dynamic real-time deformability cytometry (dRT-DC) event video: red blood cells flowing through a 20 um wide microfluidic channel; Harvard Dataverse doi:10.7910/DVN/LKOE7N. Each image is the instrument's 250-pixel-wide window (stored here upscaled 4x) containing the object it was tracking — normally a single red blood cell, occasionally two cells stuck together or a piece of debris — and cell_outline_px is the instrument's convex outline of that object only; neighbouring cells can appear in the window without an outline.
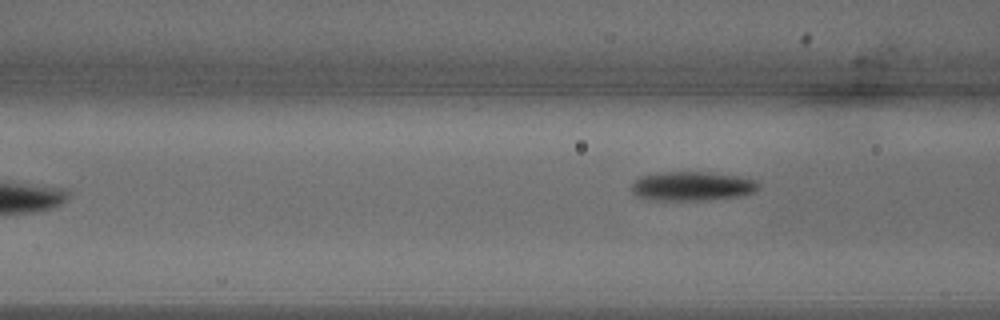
{"species": "common noctule bat (a hibernating species)", "species_latin": "Nyctalus noctula", "temperature_condition": "warm", "stored_images_in_passage": 6, "segment_of_instrument_passage": [2, 2], "camera_frame_rate_fps": 3000, "um_per_image_px": 0.085, "animal": {"sex": "male", "body_mass_g": 18.8}, "frame": {"image": 1, "passage_image": 6, "time_ms": 1.667, "image_size_px": [1000, 320], "cell_outline_px": [[760, 184], [752, 192], [736, 196], [708, 200], [656, 200], [636, 196], [632, 192], [632, 184], [640, 176], [664, 172], [712, 172], [736, 176], [756, 180]], "centroid_in_image_um": [58.8, 15.82], "position_along_channel_um": 107.8, "area_um2": 21.33}}